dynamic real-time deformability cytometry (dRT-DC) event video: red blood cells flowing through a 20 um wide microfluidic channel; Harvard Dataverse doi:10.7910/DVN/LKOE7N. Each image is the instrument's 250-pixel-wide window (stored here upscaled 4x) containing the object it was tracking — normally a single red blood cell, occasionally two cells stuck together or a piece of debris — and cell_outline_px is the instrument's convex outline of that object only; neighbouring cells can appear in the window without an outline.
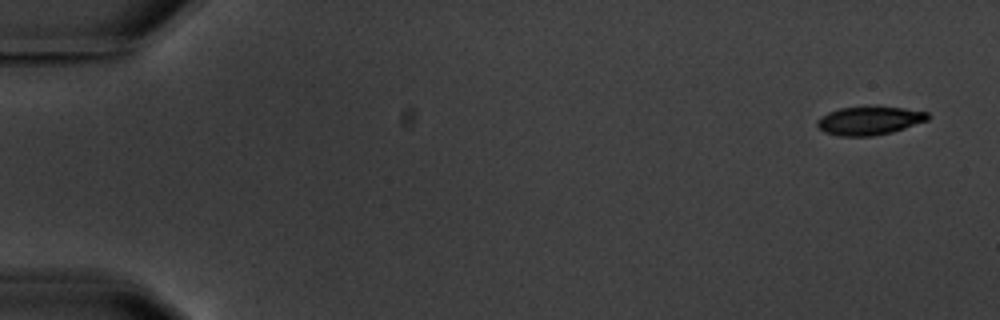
{"species": "common noctule bat (a hibernating species)", "species_latin": "Nyctalus noctula", "temperature_condition": "warm", "stored_images_in_passage": 4, "camera_frame_rate_fps": 3000, "um_per_image_px": 0.085, "animal": {"sex": "male", "body_mass_g": 20.1, "forearm_length_mm": 53.5}, "frame": {"image": 1, "passage_image": 1, "time_ms": 0.0, "image_size_px": [1000, 320], "cell_outline_px": [[928, 120], [892, 132], [872, 136], [840, 136], [824, 132], [816, 124], [816, 120], [820, 116], [828, 112], [840, 108], [868, 104], [876, 104], [904, 108], [928, 112]], "centroid_in_image_um": [73.87, 10.21], "position_along_channel_um": 11.1, "area_um2": 18.96}}